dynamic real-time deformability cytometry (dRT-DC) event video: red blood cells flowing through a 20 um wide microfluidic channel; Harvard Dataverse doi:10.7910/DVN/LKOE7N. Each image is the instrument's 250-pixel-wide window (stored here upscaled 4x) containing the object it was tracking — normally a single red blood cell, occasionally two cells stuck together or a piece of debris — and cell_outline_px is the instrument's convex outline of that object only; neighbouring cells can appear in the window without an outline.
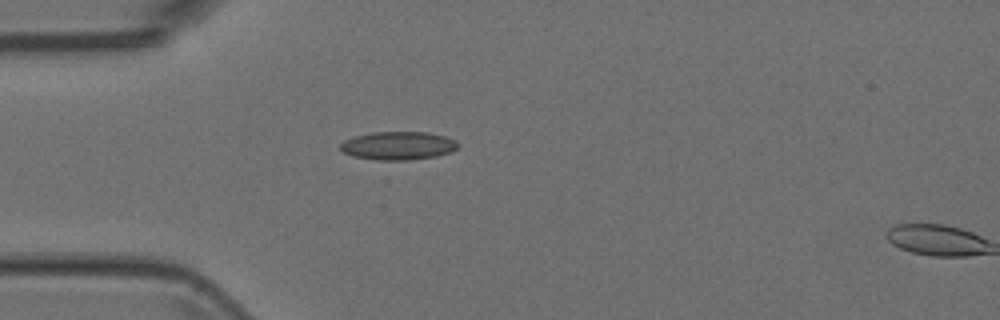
{"species": "Egyptian fruit bat (a non-hibernating species)", "species_latin": "Rousettus aegyptiacus", "temperature_condition": "room temperature", "stored_images_in_passage": 2, "camera_frame_rate_fps": 3000, "um_per_image_px": 0.085, "animal": {"sex": "female"}, "frame": {"image": 1, "passage_image": 1, "time_ms": 0.0, "image_size_px": [1000, 320], "cell_outline_px": [[460, 144], [452, 152], [436, 156], [408, 160], [376, 160], [352, 156], [344, 152], [340, 148], [340, 144], [344, 140], [356, 136], [372, 132], [428, 132], [444, 136], [456, 140]], "centroid_in_image_um": [33.86, 12.38], "position_along_channel_um": 51.1, "area_um2": 19.42}}